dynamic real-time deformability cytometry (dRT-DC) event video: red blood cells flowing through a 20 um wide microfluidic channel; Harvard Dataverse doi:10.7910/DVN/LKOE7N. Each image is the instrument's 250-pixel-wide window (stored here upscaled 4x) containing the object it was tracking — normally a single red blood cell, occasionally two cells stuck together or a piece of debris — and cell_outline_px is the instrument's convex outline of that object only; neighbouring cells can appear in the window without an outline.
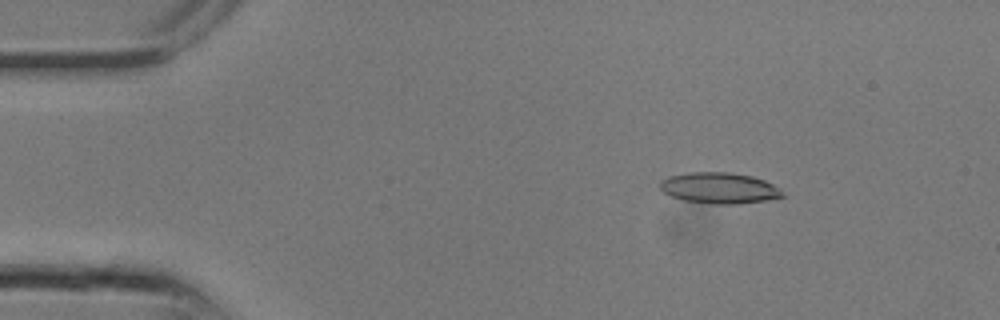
{"species": "common noctule bat (a hibernating species)", "species_latin": "Nyctalus noctula", "temperature_condition": "room temperature", "stored_images_in_passage": 11, "camera_frame_rate_fps": 3000, "um_per_image_px": 0.085, "animal": {"sex": "male", "body_mass_g": 13.3}, "frame": {"image": 1, "passage_image": 4, "time_ms": 1.0, "image_size_px": [1000, 320], "cell_outline_px": [[784, 196], [764, 200], [740, 204], [712, 204], [684, 200], [672, 196], [664, 192], [660, 188], [660, 180], [668, 176], [688, 172], [728, 172], [752, 176], [764, 180], [780, 188]], "centroid_in_image_um": [61.12, 15.97], "position_along_channel_um": 23.9, "area_um2": 22.08}}
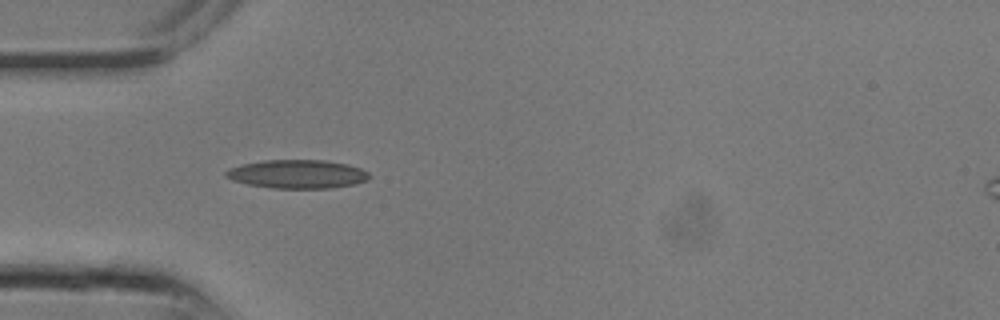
{"frame": {"image": 2, "passage_image": 8, "time_ms": 2.333, "image_size_px": [1000, 320], "cell_outline_px": [[372, 176], [368, 180], [352, 184], [332, 188], [272, 188], [248, 184], [232, 180], [224, 176], [224, 172], [228, 168], [240, 164], [264, 160], [324, 160], [348, 164], [360, 168], [368, 172]], "centroid_in_image_um": [25.25, 14.79], "position_along_channel_um": 59.7, "area_um2": 24.04}}
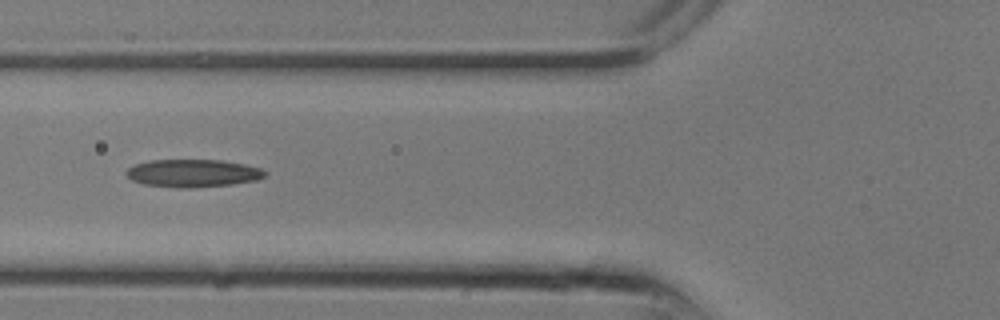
{"frame": {"image": 3, "passage_image": 10, "time_ms": 3.0, "image_size_px": [1000, 320], "cell_outline_px": [[268, 172], [264, 176], [256, 180], [232, 184], [192, 188], [180, 188], [144, 184], [132, 180], [124, 172], [128, 168], [136, 164], [148, 160], [220, 160], [244, 164], [260, 168]], "centroid_in_image_um": [16.39, 14.72], "position_along_channel_um": 109.4, "area_um2": 22.37}}